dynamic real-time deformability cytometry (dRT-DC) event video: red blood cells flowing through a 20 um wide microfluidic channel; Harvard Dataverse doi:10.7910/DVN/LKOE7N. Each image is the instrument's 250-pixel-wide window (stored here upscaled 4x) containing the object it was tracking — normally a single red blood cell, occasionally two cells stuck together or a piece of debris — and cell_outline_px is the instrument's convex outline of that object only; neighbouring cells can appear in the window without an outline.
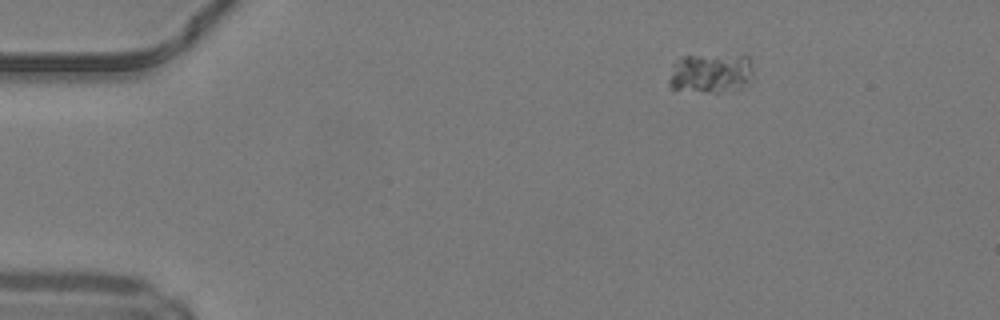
{"species": "common noctule bat (a hibernating species)", "species_latin": "Nyctalus noctula", "temperature_condition": "warm", "stored_images_in_passage": 45, "camera_frame_rate_fps": 3000, "um_per_image_px": 0.085, "animal": {"sex": "male", "body_mass_g": 19.2, "forearm_length_mm": 51.8}, "frame": {"image": 1, "passage_image": 2, "time_ms": 0.333, "image_size_px": [1000, 320], "cell_outline_px": [[752, 76], [748, 88], [720, 92], [708, 92], [672, 88], [668, 84], [668, 80], [672, 64], [684, 56], [748, 56], [752, 60]], "centroid_in_image_um": [60.46, 6.24], "position_along_channel_um": 24.5, "area_um2": 19.59}}
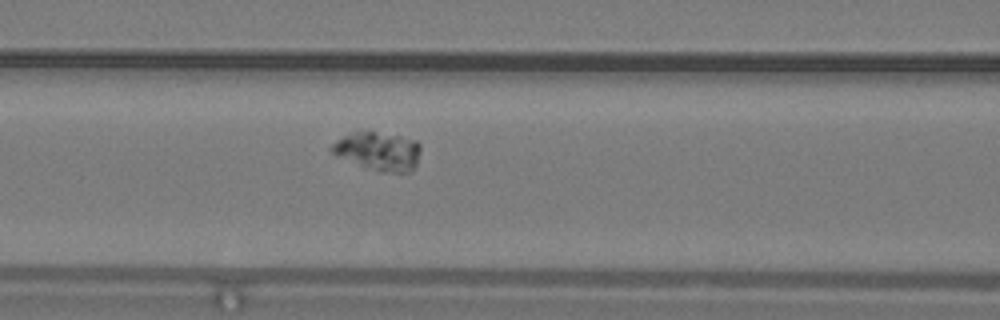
{"frame": {"image": 2, "passage_image": 16, "time_ms": 5.0, "image_size_px": [1000, 320], "cell_outline_px": [[420, 152], [416, 164], [408, 172], [380, 172], [336, 156], [328, 148], [336, 140], [344, 136], [356, 132], [372, 132], [400, 136], [416, 140], [420, 144]], "centroid_in_image_um": [32.15, 12.85], "position_along_channel_um": 134.4, "area_um2": 19.65}}
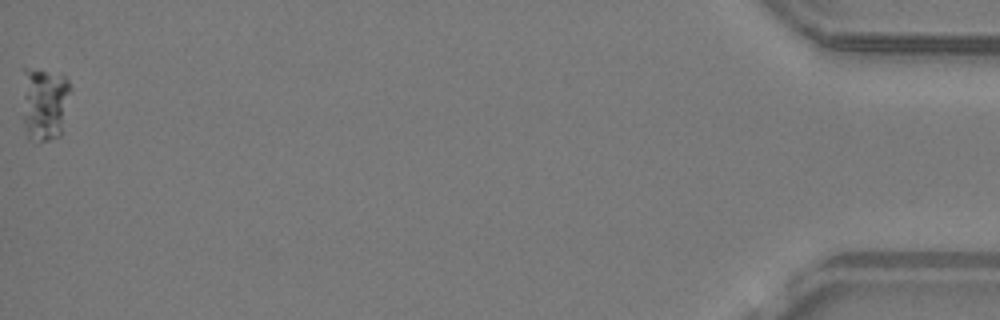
{"frame": {"image": 3, "passage_image": 45, "time_ms": 14.667, "image_size_px": [1000, 320], "cell_outline_px": [[72, 88], [60, 136], [48, 140], [28, 140], [24, 124], [24, 68], [60, 72], [68, 80]], "centroid_in_image_um": [3.83, 8.79], "position_along_channel_um": 431.4, "area_um2": 20.69}, "authors_computed_cell_mechanics": {"area_um2": 19.8254, "velocity_mm_per_s": 4.1098, "shape_relaxation_time_tau1_ms": 6.4062, "shape_relaxation_time_tau2_ms": null, "deformation_change_tau1": 0.1006, "deformation_change_tau2": null}}